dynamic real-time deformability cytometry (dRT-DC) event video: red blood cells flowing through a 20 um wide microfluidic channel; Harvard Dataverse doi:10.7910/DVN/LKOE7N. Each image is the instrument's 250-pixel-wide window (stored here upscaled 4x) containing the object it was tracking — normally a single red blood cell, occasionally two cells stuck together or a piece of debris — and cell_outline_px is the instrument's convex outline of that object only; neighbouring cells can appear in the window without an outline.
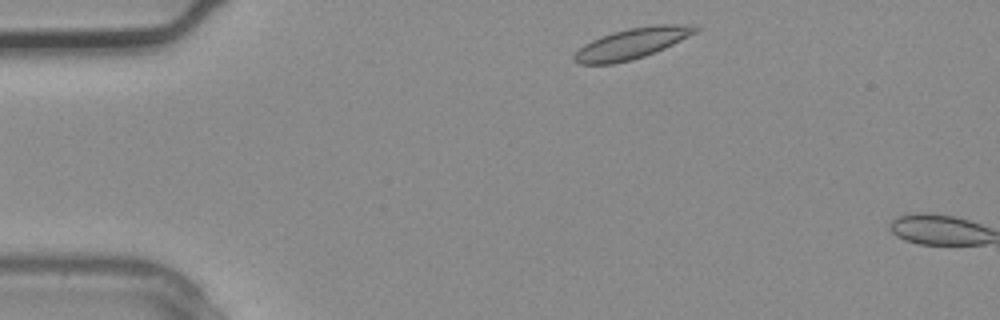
{"species": "common noctule bat (a hibernating species)", "species_latin": "Nyctalus noctula", "temperature_condition": "warm", "stored_images_in_passage": 2, "camera_frame_rate_fps": 3000, "um_per_image_px": 0.085, "animal": {"sex": "male", "body_mass_g": 20.4}, "frame": {"image": 1, "passage_image": 1, "time_ms": 0.0, "image_size_px": [1000, 320], "cell_outline_px": [[700, 28], [696, 32], [664, 48], [644, 56], [632, 60], [612, 64], [580, 64], [572, 60], [572, 56], [584, 44], [600, 36], [612, 32], [628, 28], [656, 24], [692, 24]], "centroid_in_image_um": [53.69, 3.69], "position_along_channel_um": 31.3, "area_um2": 21.62}}